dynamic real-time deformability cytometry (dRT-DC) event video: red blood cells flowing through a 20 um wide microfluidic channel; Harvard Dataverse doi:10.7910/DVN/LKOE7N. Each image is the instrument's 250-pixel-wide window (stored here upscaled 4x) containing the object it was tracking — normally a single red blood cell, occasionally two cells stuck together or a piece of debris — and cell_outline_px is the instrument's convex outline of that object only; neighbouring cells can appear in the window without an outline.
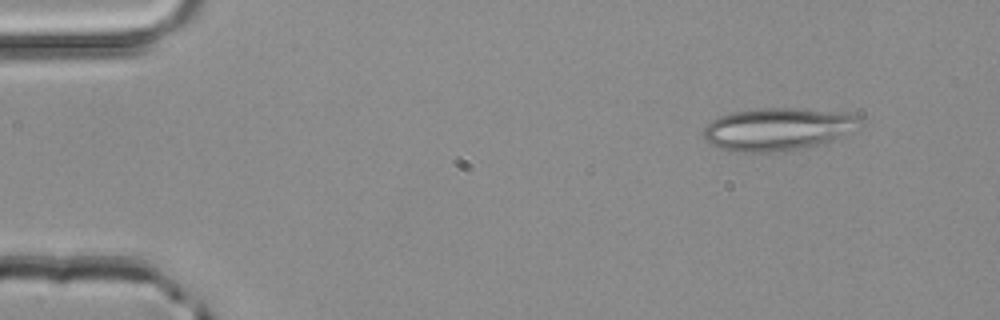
{"species": "common noctule bat (a hibernating species)", "species_latin": "Nyctalus noctula", "temperature_condition": "room temperature", "stored_images_in_passage": 3, "camera_frame_rate_fps": 3000, "um_per_image_px": 0.085, "animal": {"sex": "male", "body_mass_g": 20.4}, "frame": {"image": 1, "passage_image": 1, "time_ms": 0.0, "image_size_px": [1000, 320], "cell_outline_px": [[860, 128], [828, 144], [804, 148], [772, 152], [744, 152], [716, 148], [704, 136], [704, 128], [712, 120], [720, 116], [732, 112], [760, 108], [796, 108], [852, 112], [860, 116]], "centroid_in_image_um": [66.24, 10.97], "position_along_channel_um": 18.8, "area_um2": 39.54}}